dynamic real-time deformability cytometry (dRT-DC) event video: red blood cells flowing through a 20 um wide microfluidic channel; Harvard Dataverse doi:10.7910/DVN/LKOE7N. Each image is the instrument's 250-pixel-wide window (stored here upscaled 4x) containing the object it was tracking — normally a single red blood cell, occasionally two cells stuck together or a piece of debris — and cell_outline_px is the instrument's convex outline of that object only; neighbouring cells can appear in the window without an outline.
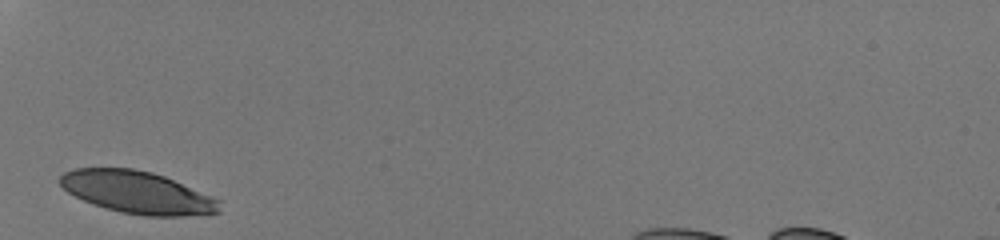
{"species": "human", "species_latin": "Homo sapiens", "temperature_condition": "room temperature", "stored_images_in_passage": 25, "camera_frame_rate_fps": 3000, "um_per_image_px": 0.085, "donor": {"sex": "male"}, "frame": {"image": 1, "passage_image": 1, "time_ms": 0.0, "image_size_px": [1000, 240], "cell_outline_px": [[220, 212], [180, 216], [144, 216], [120, 212], [104, 208], [92, 204], [68, 192], [56, 180], [64, 172], [76, 168], [132, 168], [152, 172], [164, 176], [212, 196], [220, 200]], "centroid_in_image_um": [11.65, 16.35], "position_along_channel_um": 73.4, "area_um2": 39.25}}
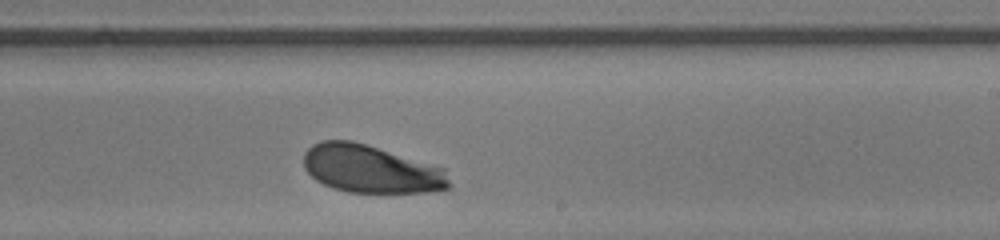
{"frame": {"image": 2, "passage_image": 15, "time_ms": 4.667, "image_size_px": [1000, 240], "cell_outline_px": [[452, 188], [428, 192], [348, 192], [332, 188], [316, 180], [304, 168], [304, 152], [312, 144], [320, 140], [352, 140], [444, 168], [452, 184]], "centroid_in_image_um": [31.52, 14.37], "position_along_channel_um": 257.5, "area_um2": 40.58}}
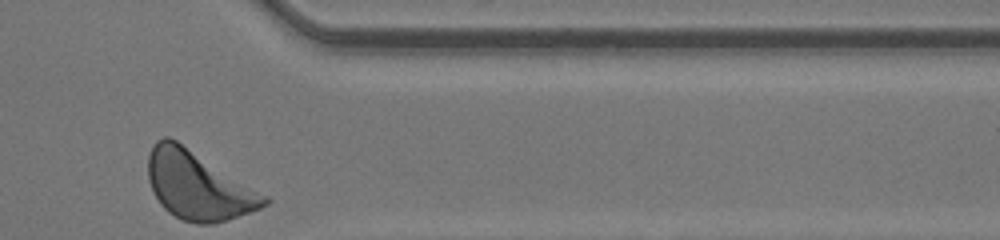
{"frame": {"image": 3, "passage_image": 25, "time_ms": 8.0, "image_size_px": [1000, 240], "cell_outline_px": [[272, 200], [268, 204], [260, 208], [212, 224], [196, 224], [184, 220], [168, 212], [160, 204], [152, 192], [148, 180], [148, 156], [152, 144], [156, 140], [164, 136], [168, 136], [176, 140], [268, 196]], "centroid_in_image_um": [16.8, 15.76], "position_along_channel_um": 394.6, "area_um2": 45.89}, "authors_computed_cell_mechanics": {"area_um2": 41.0958, "velocity_mm_per_s": 4.1681, "shape_relaxation_time_tau1_ms": 2.8064, "shape_relaxation_time_tau2_ms": null, "deformation_change_tau1": 0.1474, "deformation_change_tau2": null}}